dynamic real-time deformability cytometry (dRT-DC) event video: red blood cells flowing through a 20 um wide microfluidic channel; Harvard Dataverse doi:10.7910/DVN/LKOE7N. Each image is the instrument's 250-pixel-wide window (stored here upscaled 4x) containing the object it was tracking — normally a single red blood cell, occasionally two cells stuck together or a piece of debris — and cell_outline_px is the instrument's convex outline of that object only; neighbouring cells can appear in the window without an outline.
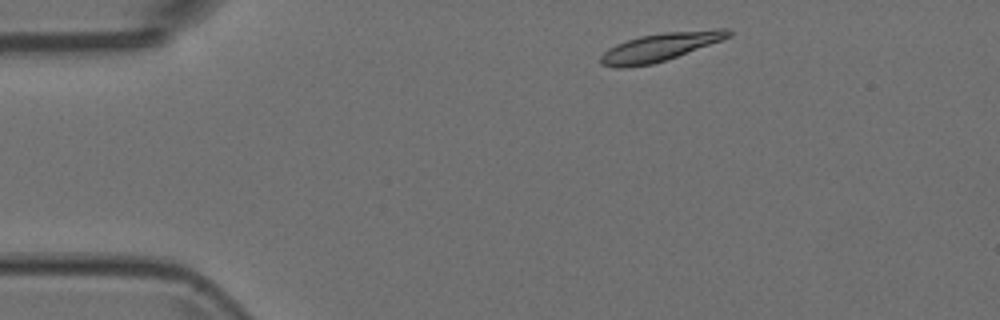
{"species": "Egyptian fruit bat (a non-hibernating species)", "species_latin": "Rousettus aegyptiacus", "temperature_condition": "room temperature", "stored_images_in_passage": 4, "camera_frame_rate_fps": 3000, "um_per_image_px": 0.085, "animal": {"sex": "female"}, "frame": {"image": 1, "passage_image": 1, "time_ms": 0.0, "image_size_px": [1000, 320], "cell_outline_px": [[732, 36], [676, 56], [652, 64], [624, 68], [616, 68], [600, 64], [600, 56], [608, 48], [616, 44], [640, 36], [664, 32], [716, 28], [728, 28], [732, 32]], "centroid_in_image_um": [56.09, 3.99], "position_along_channel_um": 28.9, "area_um2": 20.87}}
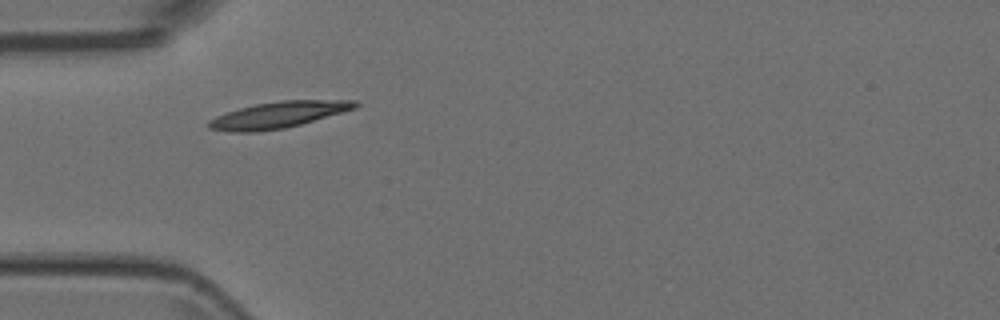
{"frame": {"image": 2, "passage_image": 3, "time_ms": 0.667, "image_size_px": [1000, 320], "cell_outline_px": [[360, 104], [356, 108], [300, 124], [284, 128], [256, 132], [228, 132], [208, 128], [208, 120], [216, 116], [240, 108], [256, 104], [280, 100], [356, 100]], "centroid_in_image_um": [23.64, 9.76], "position_along_channel_um": 61.4, "area_um2": 22.31}}
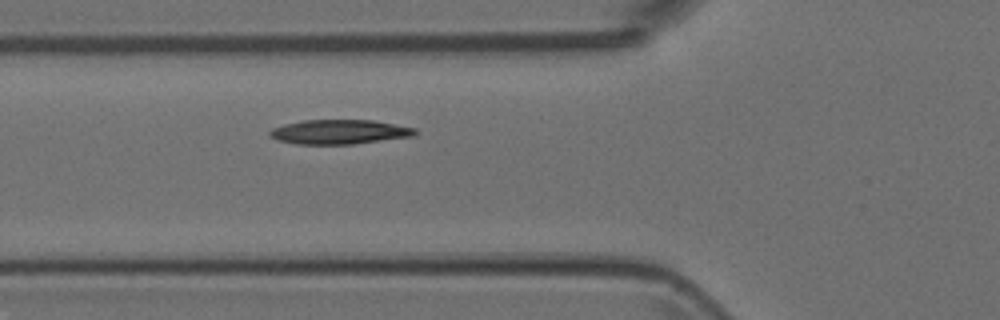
{"frame": {"image": 3, "passage_image": 4, "time_ms": 1.0, "image_size_px": [1000, 320], "cell_outline_px": [[420, 132], [412, 136], [352, 144], [296, 144], [276, 140], [268, 136], [268, 132], [272, 128], [284, 124], [304, 120], [372, 120], [416, 128]], "centroid_in_image_um": [28.81, 11.21], "position_along_channel_um": 97.0, "area_um2": 20.75}}